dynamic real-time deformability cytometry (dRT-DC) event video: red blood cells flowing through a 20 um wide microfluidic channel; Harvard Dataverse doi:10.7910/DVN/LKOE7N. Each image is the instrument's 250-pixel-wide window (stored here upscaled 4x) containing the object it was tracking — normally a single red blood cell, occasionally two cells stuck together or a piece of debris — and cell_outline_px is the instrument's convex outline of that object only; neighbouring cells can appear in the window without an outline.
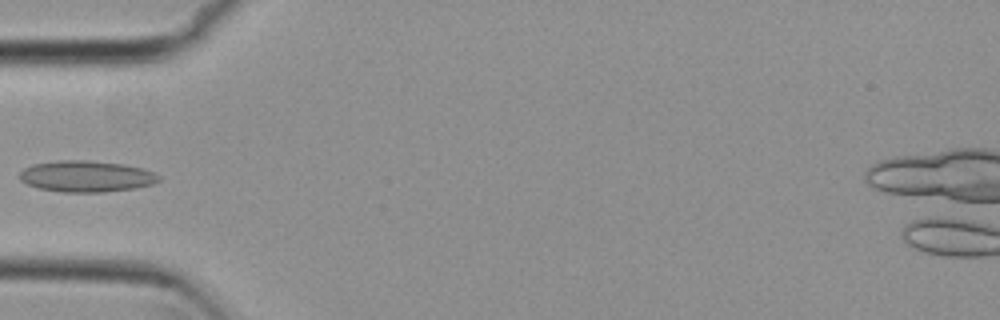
{"species": "common noctule bat (a hibernating species)", "species_latin": "Nyctalus noctula", "temperature_condition": "cold", "stored_images_in_passage": 37, "camera_frame_rate_fps": 3000, "um_per_image_px": 0.085, "animal": {"sex": "female", "body_mass_g": 29.2, "forearm_length_mm": 56.3}, "frame": {"image": 1, "passage_image": 1, "time_ms": 0.0, "image_size_px": [1000, 320], "cell_outline_px": [[160, 180], [152, 184], [136, 188], [104, 192], [64, 192], [40, 188], [28, 184], [20, 180], [20, 172], [24, 168], [32, 164], [60, 160], [88, 160], [124, 164], [140, 168], [152, 172], [160, 176]], "centroid_in_image_um": [7.34, 14.98], "position_along_channel_um": 77.7, "area_um2": 25.26}}
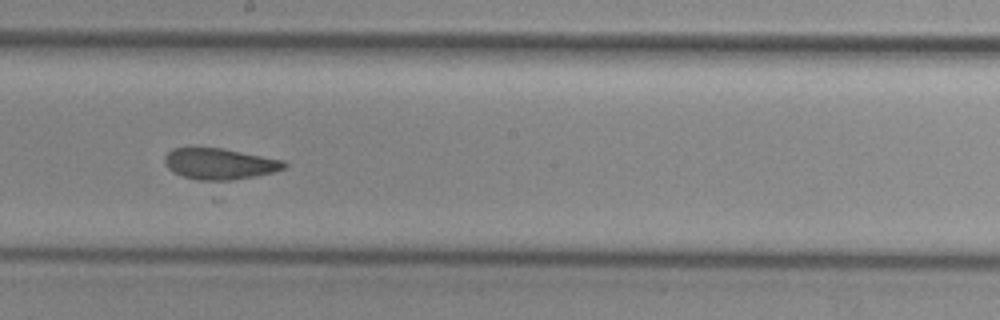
{"frame": {"image": 2, "passage_image": 13, "time_ms": 4.0, "image_size_px": [1000, 320], "cell_outline_px": [[288, 164], [284, 168], [272, 172], [256, 176], [220, 184], [212, 184], [184, 176], [172, 172], [164, 164], [164, 156], [172, 148], [188, 144], [220, 148], [284, 160]], "centroid_in_image_um": [18.58, 13.93], "position_along_channel_um": 229.6, "area_um2": 23.0}}
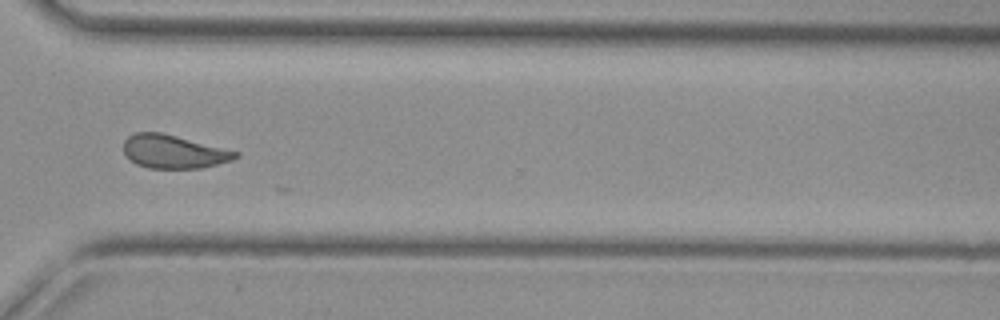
{"frame": {"image": 3, "passage_image": 23, "time_ms": 7.333, "image_size_px": [1000, 320], "cell_outline_px": [[240, 156], [232, 160], [200, 168], [148, 168], [136, 164], [124, 152], [124, 140], [132, 132], [160, 132], [240, 152]], "centroid_in_image_um": [14.75, 12.88], "position_along_channel_um": 355.8, "area_um2": 21.62}}